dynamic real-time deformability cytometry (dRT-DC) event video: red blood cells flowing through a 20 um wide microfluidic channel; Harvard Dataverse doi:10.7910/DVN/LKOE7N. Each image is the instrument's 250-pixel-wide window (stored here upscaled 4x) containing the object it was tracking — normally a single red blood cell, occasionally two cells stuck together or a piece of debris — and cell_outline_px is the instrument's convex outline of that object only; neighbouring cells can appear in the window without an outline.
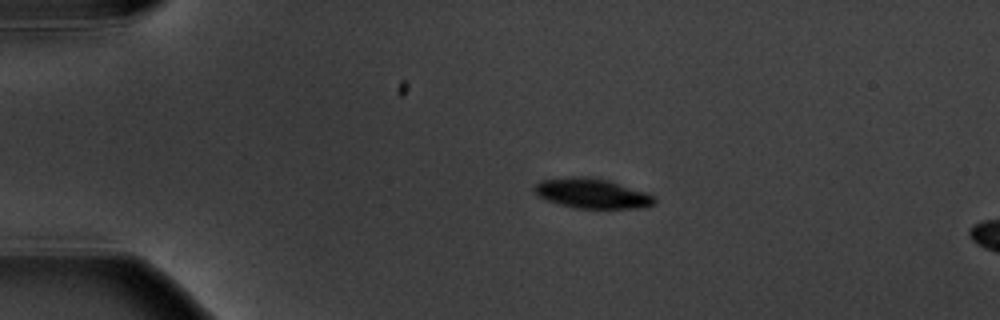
{"species": "common noctule bat (a hibernating species)", "species_latin": "Nyctalus noctula", "temperature_condition": "warm", "stored_images_in_passage": 5, "camera_frame_rate_fps": 3000, "um_per_image_px": 0.085, "animal": {"sex": "male", "body_mass_g": 20.1, "forearm_length_mm": 53.5}, "frame": {"image": 1, "passage_image": 3, "time_ms": 2.333, "image_size_px": [1000, 320], "cell_outline_px": [[656, 204], [644, 208], [576, 208], [560, 204], [536, 196], [532, 192], [532, 184], [540, 180], [572, 176], [588, 176], [608, 180], [644, 192], [652, 196], [656, 200]], "centroid_in_image_um": [50.24, 16.43], "position_along_channel_um": 34.8, "area_um2": 21.1}}